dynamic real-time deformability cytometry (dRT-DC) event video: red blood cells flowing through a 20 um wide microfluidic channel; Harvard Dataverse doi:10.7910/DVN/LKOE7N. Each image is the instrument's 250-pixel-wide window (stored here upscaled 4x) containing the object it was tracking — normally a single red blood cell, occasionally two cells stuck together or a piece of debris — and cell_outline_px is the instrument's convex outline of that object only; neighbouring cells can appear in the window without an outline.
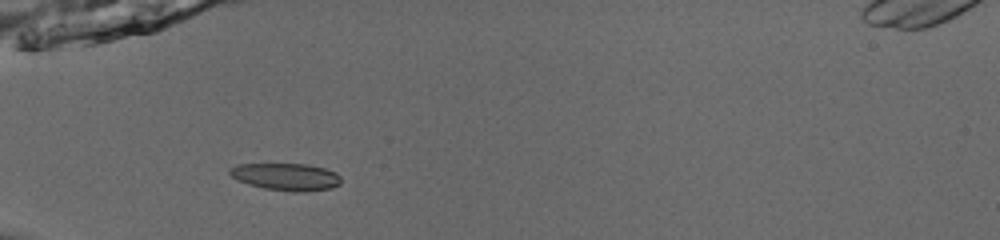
{"species": "common noctule bat (a hibernating species)", "species_latin": "Nyctalus noctula", "temperature_condition": "room temperature", "stored_images_in_passage": 38, "camera_frame_rate_fps": 3000, "um_per_image_px": 0.085, "animal": {"sex": "male", "body_mass_g": 13.0, "forearm_length_mm": 53.1}, "frame": {"image": 1, "passage_image": 3, "time_ms": 0.667, "image_size_px": [1000, 240], "cell_outline_px": [[340, 184], [332, 188], [300, 192], [292, 192], [264, 188], [248, 184], [232, 176], [228, 172], [228, 168], [240, 164], [308, 164], [324, 168], [336, 172], [340, 176]], "centroid_in_image_um": [24.33, 15.02], "position_along_channel_um": 60.7, "area_um2": 17.63}}
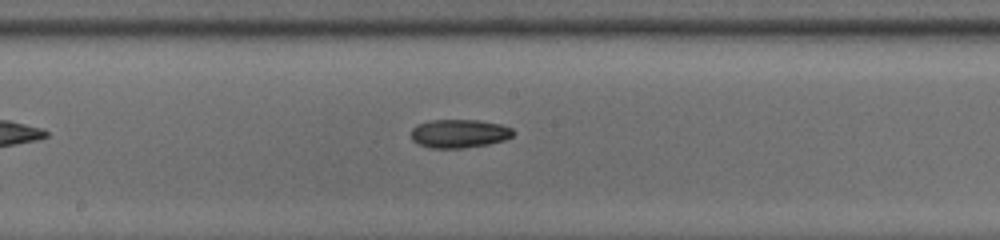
{"frame": {"image": 2, "passage_image": 15, "time_ms": 4.667, "image_size_px": [1000, 240], "cell_outline_px": [[516, 132], [512, 136], [504, 140], [488, 144], [464, 148], [432, 148], [416, 144], [412, 140], [412, 128], [416, 124], [428, 120], [480, 120], [500, 124], [512, 128]], "centroid_in_image_um": [39.02, 11.35], "position_along_channel_um": 209.2, "area_um2": 17.17}}
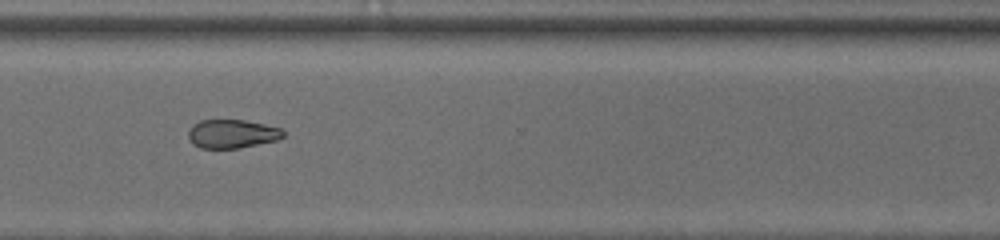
{"frame": {"image": 3, "passage_image": 26, "time_ms": 8.333, "image_size_px": [1000, 240], "cell_outline_px": [[284, 136], [276, 140], [240, 148], [200, 148], [192, 144], [188, 136], [188, 132], [192, 124], [200, 120], [244, 120], [264, 124], [280, 128], [284, 132]], "centroid_in_image_um": [19.69, 11.37], "position_along_channel_um": 350.9, "area_um2": 15.84}, "authors_computed_cell_mechanics": {"area_um2": 16.8776, "velocity_mm_per_s": 3.8802, "shape_relaxation_time_tau1_ms": 2.9978, "shape_relaxation_time_tau2_ms": null, "deformation_change_tau1": 0.0957, "deformation_change_tau2": null}}